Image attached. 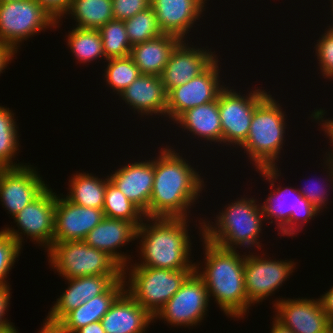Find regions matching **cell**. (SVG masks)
I'll return each instance as SVG.
<instances>
[{
  "mask_svg": "<svg viewBox=\"0 0 333 333\" xmlns=\"http://www.w3.org/2000/svg\"><path fill=\"white\" fill-rule=\"evenodd\" d=\"M165 147L154 159L148 217L188 218L189 209L198 201L205 183L186 157L182 158L172 146Z\"/></svg>",
  "mask_w": 333,
  "mask_h": 333,
  "instance_id": "obj_1",
  "label": "cell"
},
{
  "mask_svg": "<svg viewBox=\"0 0 333 333\" xmlns=\"http://www.w3.org/2000/svg\"><path fill=\"white\" fill-rule=\"evenodd\" d=\"M201 239L205 268L200 271V264L195 262V272L204 281L209 298L214 297L229 318H245L251 306L245 288V255L240 256L237 249L223 248L203 236Z\"/></svg>",
  "mask_w": 333,
  "mask_h": 333,
  "instance_id": "obj_2",
  "label": "cell"
},
{
  "mask_svg": "<svg viewBox=\"0 0 333 333\" xmlns=\"http://www.w3.org/2000/svg\"><path fill=\"white\" fill-rule=\"evenodd\" d=\"M188 221V218L145 217L136 231V240L141 238V261L127 266L195 270V263L190 259Z\"/></svg>",
  "mask_w": 333,
  "mask_h": 333,
  "instance_id": "obj_3",
  "label": "cell"
},
{
  "mask_svg": "<svg viewBox=\"0 0 333 333\" xmlns=\"http://www.w3.org/2000/svg\"><path fill=\"white\" fill-rule=\"evenodd\" d=\"M255 198L241 197L237 201L224 206L216 215L214 225L206 219L199 221L201 236L208 241L226 249H244L257 247L261 249L262 243L259 235L263 229V211ZM260 205V206H259Z\"/></svg>",
  "mask_w": 333,
  "mask_h": 333,
  "instance_id": "obj_4",
  "label": "cell"
},
{
  "mask_svg": "<svg viewBox=\"0 0 333 333\" xmlns=\"http://www.w3.org/2000/svg\"><path fill=\"white\" fill-rule=\"evenodd\" d=\"M268 94L255 108L246 141L240 146L255 169L275 168L285 143L286 115ZM286 117V118H285ZM285 138V139H284Z\"/></svg>",
  "mask_w": 333,
  "mask_h": 333,
  "instance_id": "obj_5",
  "label": "cell"
},
{
  "mask_svg": "<svg viewBox=\"0 0 333 333\" xmlns=\"http://www.w3.org/2000/svg\"><path fill=\"white\" fill-rule=\"evenodd\" d=\"M256 171L265 178L264 180L271 183V192L267 199L263 201L261 207L265 221L271 219L269 221L271 224L274 222L272 219H275L274 223L277 225L278 235L293 237L300 232V229H303L304 224L311 219L314 220L313 217H317L318 213H321L298 189L288 186L284 189H281V186L274 189V184L281 175L278 167L262 168Z\"/></svg>",
  "mask_w": 333,
  "mask_h": 333,
  "instance_id": "obj_6",
  "label": "cell"
},
{
  "mask_svg": "<svg viewBox=\"0 0 333 333\" xmlns=\"http://www.w3.org/2000/svg\"><path fill=\"white\" fill-rule=\"evenodd\" d=\"M194 271L126 266L125 291L154 317Z\"/></svg>",
  "mask_w": 333,
  "mask_h": 333,
  "instance_id": "obj_7",
  "label": "cell"
},
{
  "mask_svg": "<svg viewBox=\"0 0 333 333\" xmlns=\"http://www.w3.org/2000/svg\"><path fill=\"white\" fill-rule=\"evenodd\" d=\"M48 262L64 279L92 275H123V268L107 253L85 241L55 242L46 250Z\"/></svg>",
  "mask_w": 333,
  "mask_h": 333,
  "instance_id": "obj_8",
  "label": "cell"
},
{
  "mask_svg": "<svg viewBox=\"0 0 333 333\" xmlns=\"http://www.w3.org/2000/svg\"><path fill=\"white\" fill-rule=\"evenodd\" d=\"M55 22L36 0L0 3V42L18 51L20 43L55 27Z\"/></svg>",
  "mask_w": 333,
  "mask_h": 333,
  "instance_id": "obj_9",
  "label": "cell"
},
{
  "mask_svg": "<svg viewBox=\"0 0 333 333\" xmlns=\"http://www.w3.org/2000/svg\"><path fill=\"white\" fill-rule=\"evenodd\" d=\"M240 93L227 86L218 96L223 146L238 148L246 141L255 108L269 94L259 88Z\"/></svg>",
  "mask_w": 333,
  "mask_h": 333,
  "instance_id": "obj_10",
  "label": "cell"
},
{
  "mask_svg": "<svg viewBox=\"0 0 333 333\" xmlns=\"http://www.w3.org/2000/svg\"><path fill=\"white\" fill-rule=\"evenodd\" d=\"M49 187L13 217L18 230L12 227L3 229L21 247H23L22 242L25 240L22 237L23 234L47 250L53 244L56 193Z\"/></svg>",
  "mask_w": 333,
  "mask_h": 333,
  "instance_id": "obj_11",
  "label": "cell"
},
{
  "mask_svg": "<svg viewBox=\"0 0 333 333\" xmlns=\"http://www.w3.org/2000/svg\"><path fill=\"white\" fill-rule=\"evenodd\" d=\"M209 303L204 281L194 271L154 316V320L159 318L174 327L197 326L207 315Z\"/></svg>",
  "mask_w": 333,
  "mask_h": 333,
  "instance_id": "obj_12",
  "label": "cell"
},
{
  "mask_svg": "<svg viewBox=\"0 0 333 333\" xmlns=\"http://www.w3.org/2000/svg\"><path fill=\"white\" fill-rule=\"evenodd\" d=\"M244 254L245 288L252 306L272 296L296 268V263L291 260H270L271 257L264 258L265 253L261 256L257 253Z\"/></svg>",
  "mask_w": 333,
  "mask_h": 333,
  "instance_id": "obj_13",
  "label": "cell"
},
{
  "mask_svg": "<svg viewBox=\"0 0 333 333\" xmlns=\"http://www.w3.org/2000/svg\"><path fill=\"white\" fill-rule=\"evenodd\" d=\"M217 58L204 72L167 93L166 117L173 122L185 111L218 99L226 87L220 81Z\"/></svg>",
  "mask_w": 333,
  "mask_h": 333,
  "instance_id": "obj_14",
  "label": "cell"
},
{
  "mask_svg": "<svg viewBox=\"0 0 333 333\" xmlns=\"http://www.w3.org/2000/svg\"><path fill=\"white\" fill-rule=\"evenodd\" d=\"M49 185L32 165L0 168V202L13 218Z\"/></svg>",
  "mask_w": 333,
  "mask_h": 333,
  "instance_id": "obj_15",
  "label": "cell"
},
{
  "mask_svg": "<svg viewBox=\"0 0 333 333\" xmlns=\"http://www.w3.org/2000/svg\"><path fill=\"white\" fill-rule=\"evenodd\" d=\"M275 318L294 333H331L332 321L318 299L278 298Z\"/></svg>",
  "mask_w": 333,
  "mask_h": 333,
  "instance_id": "obj_16",
  "label": "cell"
},
{
  "mask_svg": "<svg viewBox=\"0 0 333 333\" xmlns=\"http://www.w3.org/2000/svg\"><path fill=\"white\" fill-rule=\"evenodd\" d=\"M186 41L176 45L160 75L166 93L204 72L218 58L215 51L194 47Z\"/></svg>",
  "mask_w": 333,
  "mask_h": 333,
  "instance_id": "obj_17",
  "label": "cell"
},
{
  "mask_svg": "<svg viewBox=\"0 0 333 333\" xmlns=\"http://www.w3.org/2000/svg\"><path fill=\"white\" fill-rule=\"evenodd\" d=\"M123 275H92L78 278H68V288L57 298L50 308L42 328L54 327L68 312L95 296L103 294L115 281Z\"/></svg>",
  "mask_w": 333,
  "mask_h": 333,
  "instance_id": "obj_18",
  "label": "cell"
},
{
  "mask_svg": "<svg viewBox=\"0 0 333 333\" xmlns=\"http://www.w3.org/2000/svg\"><path fill=\"white\" fill-rule=\"evenodd\" d=\"M56 193L54 240L84 241L87 234L104 218L102 209L85 207L67 200Z\"/></svg>",
  "mask_w": 333,
  "mask_h": 333,
  "instance_id": "obj_19",
  "label": "cell"
},
{
  "mask_svg": "<svg viewBox=\"0 0 333 333\" xmlns=\"http://www.w3.org/2000/svg\"><path fill=\"white\" fill-rule=\"evenodd\" d=\"M205 1L207 0H150V3L163 34L187 40V34L206 9Z\"/></svg>",
  "mask_w": 333,
  "mask_h": 333,
  "instance_id": "obj_20",
  "label": "cell"
},
{
  "mask_svg": "<svg viewBox=\"0 0 333 333\" xmlns=\"http://www.w3.org/2000/svg\"><path fill=\"white\" fill-rule=\"evenodd\" d=\"M153 159V160H152ZM131 162L109 175L110 181L148 217L154 182V158Z\"/></svg>",
  "mask_w": 333,
  "mask_h": 333,
  "instance_id": "obj_21",
  "label": "cell"
},
{
  "mask_svg": "<svg viewBox=\"0 0 333 333\" xmlns=\"http://www.w3.org/2000/svg\"><path fill=\"white\" fill-rule=\"evenodd\" d=\"M125 291L123 277L115 281L103 294L68 312L54 327L40 328L38 333H75L78 329L101 321L115 300Z\"/></svg>",
  "mask_w": 333,
  "mask_h": 333,
  "instance_id": "obj_22",
  "label": "cell"
},
{
  "mask_svg": "<svg viewBox=\"0 0 333 333\" xmlns=\"http://www.w3.org/2000/svg\"><path fill=\"white\" fill-rule=\"evenodd\" d=\"M136 231L137 228L131 222L105 217L87 234L84 241L91 247L107 253L124 268L131 263V258L117 249L136 240Z\"/></svg>",
  "mask_w": 333,
  "mask_h": 333,
  "instance_id": "obj_23",
  "label": "cell"
},
{
  "mask_svg": "<svg viewBox=\"0 0 333 333\" xmlns=\"http://www.w3.org/2000/svg\"><path fill=\"white\" fill-rule=\"evenodd\" d=\"M119 98L141 116L166 117L167 93L160 76L141 74L121 92Z\"/></svg>",
  "mask_w": 333,
  "mask_h": 333,
  "instance_id": "obj_24",
  "label": "cell"
},
{
  "mask_svg": "<svg viewBox=\"0 0 333 333\" xmlns=\"http://www.w3.org/2000/svg\"><path fill=\"white\" fill-rule=\"evenodd\" d=\"M105 333H145L154 317L124 291L102 317Z\"/></svg>",
  "mask_w": 333,
  "mask_h": 333,
  "instance_id": "obj_25",
  "label": "cell"
},
{
  "mask_svg": "<svg viewBox=\"0 0 333 333\" xmlns=\"http://www.w3.org/2000/svg\"><path fill=\"white\" fill-rule=\"evenodd\" d=\"M181 39L175 35L161 36L132 46L130 56L143 75L160 76L170 54Z\"/></svg>",
  "mask_w": 333,
  "mask_h": 333,
  "instance_id": "obj_26",
  "label": "cell"
},
{
  "mask_svg": "<svg viewBox=\"0 0 333 333\" xmlns=\"http://www.w3.org/2000/svg\"><path fill=\"white\" fill-rule=\"evenodd\" d=\"M183 131L200 139L222 144V128L218 110V99L183 112L175 121Z\"/></svg>",
  "mask_w": 333,
  "mask_h": 333,
  "instance_id": "obj_27",
  "label": "cell"
},
{
  "mask_svg": "<svg viewBox=\"0 0 333 333\" xmlns=\"http://www.w3.org/2000/svg\"><path fill=\"white\" fill-rule=\"evenodd\" d=\"M92 175L86 172L74 173L68 183V195L64 197L75 204L103 210L106 184L110 179L109 176L101 179Z\"/></svg>",
  "mask_w": 333,
  "mask_h": 333,
  "instance_id": "obj_28",
  "label": "cell"
},
{
  "mask_svg": "<svg viewBox=\"0 0 333 333\" xmlns=\"http://www.w3.org/2000/svg\"><path fill=\"white\" fill-rule=\"evenodd\" d=\"M66 15L76 21L74 27L98 30L114 19L112 0H72Z\"/></svg>",
  "mask_w": 333,
  "mask_h": 333,
  "instance_id": "obj_29",
  "label": "cell"
},
{
  "mask_svg": "<svg viewBox=\"0 0 333 333\" xmlns=\"http://www.w3.org/2000/svg\"><path fill=\"white\" fill-rule=\"evenodd\" d=\"M66 43L78 62L85 64L98 60L100 57L107 60L99 30L73 27L72 31L67 34Z\"/></svg>",
  "mask_w": 333,
  "mask_h": 333,
  "instance_id": "obj_30",
  "label": "cell"
},
{
  "mask_svg": "<svg viewBox=\"0 0 333 333\" xmlns=\"http://www.w3.org/2000/svg\"><path fill=\"white\" fill-rule=\"evenodd\" d=\"M103 212L107 218L126 220L136 228L145 219L144 213L110 180L106 184Z\"/></svg>",
  "mask_w": 333,
  "mask_h": 333,
  "instance_id": "obj_31",
  "label": "cell"
},
{
  "mask_svg": "<svg viewBox=\"0 0 333 333\" xmlns=\"http://www.w3.org/2000/svg\"><path fill=\"white\" fill-rule=\"evenodd\" d=\"M14 118V113L9 108L0 106V168H15L24 165L13 162L21 147Z\"/></svg>",
  "mask_w": 333,
  "mask_h": 333,
  "instance_id": "obj_32",
  "label": "cell"
},
{
  "mask_svg": "<svg viewBox=\"0 0 333 333\" xmlns=\"http://www.w3.org/2000/svg\"><path fill=\"white\" fill-rule=\"evenodd\" d=\"M107 67L104 70V80L106 85L112 88V92L120 95L135 79H137L141 72L135 65L132 57H119L107 59Z\"/></svg>",
  "mask_w": 333,
  "mask_h": 333,
  "instance_id": "obj_33",
  "label": "cell"
},
{
  "mask_svg": "<svg viewBox=\"0 0 333 333\" xmlns=\"http://www.w3.org/2000/svg\"><path fill=\"white\" fill-rule=\"evenodd\" d=\"M98 30L102 37L106 59L130 55L132 46L129 42L124 21L113 19Z\"/></svg>",
  "mask_w": 333,
  "mask_h": 333,
  "instance_id": "obj_34",
  "label": "cell"
},
{
  "mask_svg": "<svg viewBox=\"0 0 333 333\" xmlns=\"http://www.w3.org/2000/svg\"><path fill=\"white\" fill-rule=\"evenodd\" d=\"M124 24L131 46L155 39L163 34L151 6L125 20Z\"/></svg>",
  "mask_w": 333,
  "mask_h": 333,
  "instance_id": "obj_35",
  "label": "cell"
},
{
  "mask_svg": "<svg viewBox=\"0 0 333 333\" xmlns=\"http://www.w3.org/2000/svg\"><path fill=\"white\" fill-rule=\"evenodd\" d=\"M23 248L20 244L3 229L0 231V286H6L9 283L5 280L14 266L20 251Z\"/></svg>",
  "mask_w": 333,
  "mask_h": 333,
  "instance_id": "obj_36",
  "label": "cell"
},
{
  "mask_svg": "<svg viewBox=\"0 0 333 333\" xmlns=\"http://www.w3.org/2000/svg\"><path fill=\"white\" fill-rule=\"evenodd\" d=\"M324 160H325L324 164L326 165L325 169H328L326 172L328 174L326 176H327V178H329V179H326L325 181H327V183L328 182L329 183L326 184V186H325V184H323V183H325L323 180V183L320 182L321 185H318V183H316L317 184L316 185V184H314L315 182H312V184L310 183L311 186L308 184L309 186L305 185V187H303L301 189L298 188V191L321 212L324 209V207L327 208L326 205L328 204V200H329L328 191H330V188L333 189V162H331L327 158ZM326 187L327 188L329 187L328 190L326 189Z\"/></svg>",
  "mask_w": 333,
  "mask_h": 333,
  "instance_id": "obj_37",
  "label": "cell"
},
{
  "mask_svg": "<svg viewBox=\"0 0 333 333\" xmlns=\"http://www.w3.org/2000/svg\"><path fill=\"white\" fill-rule=\"evenodd\" d=\"M316 43L315 56L319 62L322 78L333 80V32L326 28Z\"/></svg>",
  "mask_w": 333,
  "mask_h": 333,
  "instance_id": "obj_38",
  "label": "cell"
},
{
  "mask_svg": "<svg viewBox=\"0 0 333 333\" xmlns=\"http://www.w3.org/2000/svg\"><path fill=\"white\" fill-rule=\"evenodd\" d=\"M150 6V0H112L113 17L125 21Z\"/></svg>",
  "mask_w": 333,
  "mask_h": 333,
  "instance_id": "obj_39",
  "label": "cell"
},
{
  "mask_svg": "<svg viewBox=\"0 0 333 333\" xmlns=\"http://www.w3.org/2000/svg\"><path fill=\"white\" fill-rule=\"evenodd\" d=\"M54 19L55 27L62 25L61 19L65 17L68 12L72 0H36ZM57 25V26H56Z\"/></svg>",
  "mask_w": 333,
  "mask_h": 333,
  "instance_id": "obj_40",
  "label": "cell"
},
{
  "mask_svg": "<svg viewBox=\"0 0 333 333\" xmlns=\"http://www.w3.org/2000/svg\"><path fill=\"white\" fill-rule=\"evenodd\" d=\"M326 113L327 112H325V110H323L322 108L315 109L314 112H312L310 117H312L315 122H317V123L319 122L318 126H322V131L325 132V135L329 138V140H330L329 143L331 146V145H333V118L327 119L326 117H324V115L326 116ZM320 123H321V125H320ZM326 155L324 157H326L328 160L333 162V146L329 152H326Z\"/></svg>",
  "mask_w": 333,
  "mask_h": 333,
  "instance_id": "obj_41",
  "label": "cell"
},
{
  "mask_svg": "<svg viewBox=\"0 0 333 333\" xmlns=\"http://www.w3.org/2000/svg\"><path fill=\"white\" fill-rule=\"evenodd\" d=\"M11 286H0V329L5 328L8 325L13 324L12 322H9L5 314L7 313V309L10 305V295H11Z\"/></svg>",
  "mask_w": 333,
  "mask_h": 333,
  "instance_id": "obj_42",
  "label": "cell"
},
{
  "mask_svg": "<svg viewBox=\"0 0 333 333\" xmlns=\"http://www.w3.org/2000/svg\"><path fill=\"white\" fill-rule=\"evenodd\" d=\"M16 53L17 51L14 48L0 42V74L11 63Z\"/></svg>",
  "mask_w": 333,
  "mask_h": 333,
  "instance_id": "obj_43",
  "label": "cell"
},
{
  "mask_svg": "<svg viewBox=\"0 0 333 333\" xmlns=\"http://www.w3.org/2000/svg\"><path fill=\"white\" fill-rule=\"evenodd\" d=\"M322 308L333 322V286L319 298Z\"/></svg>",
  "mask_w": 333,
  "mask_h": 333,
  "instance_id": "obj_44",
  "label": "cell"
},
{
  "mask_svg": "<svg viewBox=\"0 0 333 333\" xmlns=\"http://www.w3.org/2000/svg\"><path fill=\"white\" fill-rule=\"evenodd\" d=\"M75 333H105V330L103 329L101 322L98 321L78 329Z\"/></svg>",
  "mask_w": 333,
  "mask_h": 333,
  "instance_id": "obj_45",
  "label": "cell"
},
{
  "mask_svg": "<svg viewBox=\"0 0 333 333\" xmlns=\"http://www.w3.org/2000/svg\"><path fill=\"white\" fill-rule=\"evenodd\" d=\"M273 324L271 328L270 333H294L290 328L284 326L282 323H280L275 317L272 318Z\"/></svg>",
  "mask_w": 333,
  "mask_h": 333,
  "instance_id": "obj_46",
  "label": "cell"
},
{
  "mask_svg": "<svg viewBox=\"0 0 333 333\" xmlns=\"http://www.w3.org/2000/svg\"><path fill=\"white\" fill-rule=\"evenodd\" d=\"M17 330L18 329H16V327L11 324L6 326L5 328L0 329V333H19Z\"/></svg>",
  "mask_w": 333,
  "mask_h": 333,
  "instance_id": "obj_47",
  "label": "cell"
},
{
  "mask_svg": "<svg viewBox=\"0 0 333 333\" xmlns=\"http://www.w3.org/2000/svg\"><path fill=\"white\" fill-rule=\"evenodd\" d=\"M329 1H331V4H332L330 7H332V9H331L332 12L331 13H332V16H333V0H329ZM328 30L333 32V21H332V25L328 26Z\"/></svg>",
  "mask_w": 333,
  "mask_h": 333,
  "instance_id": "obj_48",
  "label": "cell"
},
{
  "mask_svg": "<svg viewBox=\"0 0 333 333\" xmlns=\"http://www.w3.org/2000/svg\"><path fill=\"white\" fill-rule=\"evenodd\" d=\"M12 1H19V0H0V3L12 2Z\"/></svg>",
  "mask_w": 333,
  "mask_h": 333,
  "instance_id": "obj_49",
  "label": "cell"
},
{
  "mask_svg": "<svg viewBox=\"0 0 333 333\" xmlns=\"http://www.w3.org/2000/svg\"><path fill=\"white\" fill-rule=\"evenodd\" d=\"M331 333H333V322H332V328H331Z\"/></svg>",
  "mask_w": 333,
  "mask_h": 333,
  "instance_id": "obj_50",
  "label": "cell"
}]
</instances>
